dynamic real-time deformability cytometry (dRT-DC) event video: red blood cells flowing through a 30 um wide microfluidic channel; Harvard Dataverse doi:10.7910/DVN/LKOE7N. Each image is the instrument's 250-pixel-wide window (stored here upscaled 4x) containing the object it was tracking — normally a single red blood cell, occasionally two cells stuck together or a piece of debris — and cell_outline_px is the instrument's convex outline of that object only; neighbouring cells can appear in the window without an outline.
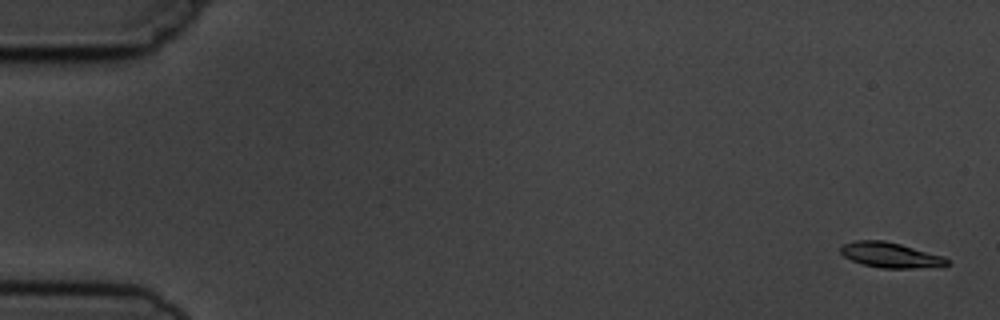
{"species": "common noctule bat (a hibernating species)", "species_latin": "Nyctalus noctula", "temperature_condition": "cold", "stored_images_in_passage": 6, "camera_frame_rate_fps": 3000, "um_per_image_px": 0.085, "animal": {"sex": "male", "body_mass_g": 19.5, "forearm_length_mm": 54.6}, "frame": {"image": 1, "passage_image": 1, "time_ms": 0.0, "image_size_px": [1000, 320], "cell_outline_px": [[948, 264], [912, 268], [880, 268], [864, 264], [852, 260], [844, 256], [840, 252], [840, 248], [844, 244], [856, 240], [884, 240], [900, 244], [944, 256], [948, 260]], "centroid_in_image_um": [75.64, 21.66], "position_along_channel_um": 9.4, "area_um2": 15.32}}
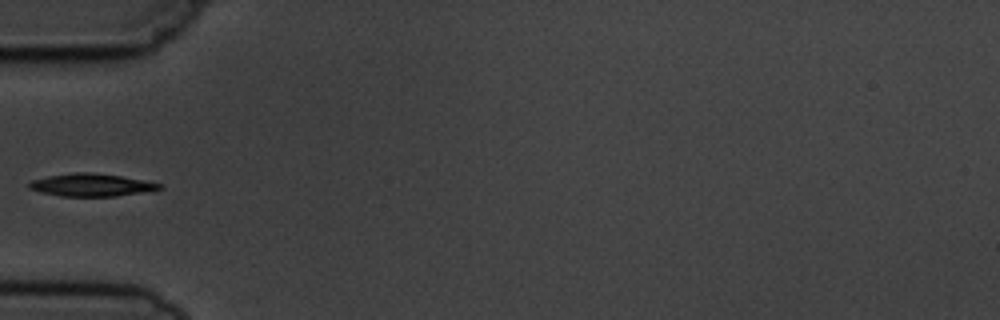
{"frame": {"image": 2, "passage_image": 5, "time_ms": 5.667, "image_size_px": [1000, 320], "cell_outline_px": [[164, 188], [152, 192], [116, 196], [60, 196], [40, 192], [28, 188], [28, 184], [32, 180], [48, 176], [76, 172], [92, 172], [120, 176], [144, 180], [160, 184]], "centroid_in_image_um": [7.81, 15.73], "position_along_channel_um": 77.2, "area_um2": 17.34}}
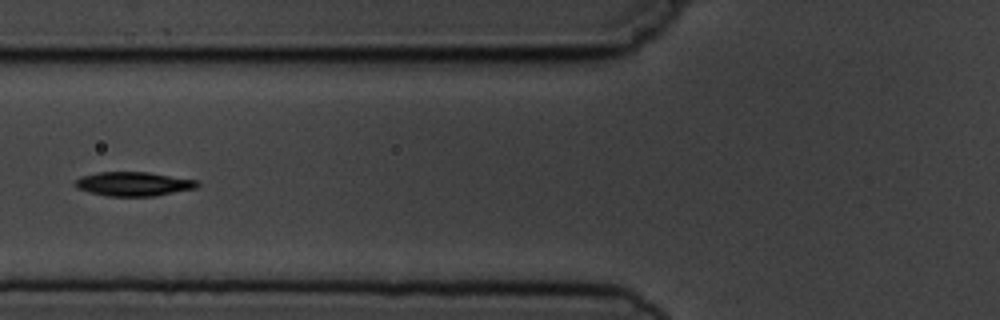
{"frame": {"image": 3, "passage_image": 6, "time_ms": 6.667, "image_size_px": [1000, 320], "cell_outline_px": [[200, 184], [196, 188], [156, 196], [108, 196], [88, 192], [76, 188], [72, 184], [80, 176], [96, 172], [148, 172], [200, 180]], "centroid_in_image_um": [11.35, 15.63], "position_along_channel_um": 114.5, "area_um2": 17.46}}